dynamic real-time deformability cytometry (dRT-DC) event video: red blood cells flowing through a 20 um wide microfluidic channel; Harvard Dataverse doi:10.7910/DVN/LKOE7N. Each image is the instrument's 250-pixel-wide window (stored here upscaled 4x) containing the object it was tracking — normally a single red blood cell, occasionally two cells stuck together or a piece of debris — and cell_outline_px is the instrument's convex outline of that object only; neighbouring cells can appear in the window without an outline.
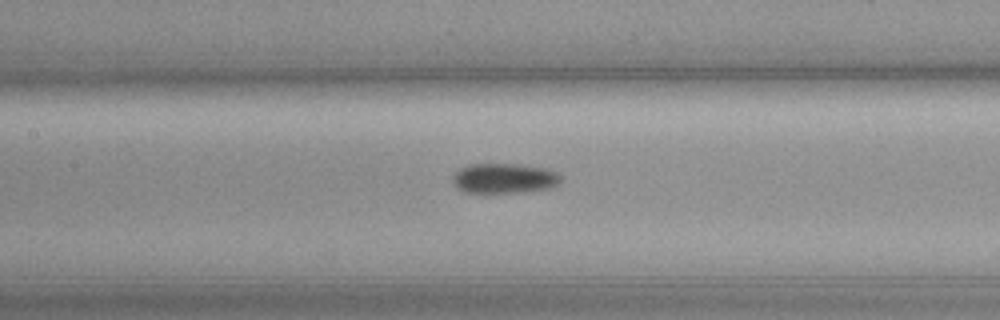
{"species": "common noctule bat (a hibernating species)", "species_latin": "Nyctalus noctula", "temperature_condition": "cold", "stored_images_in_passage": 45, "camera_frame_rate_fps": 3000, "um_per_image_px": 0.085, "animal": {"sex": "female", "body_mass_g": 19.3, "forearm_length_mm": 54.1}, "frame": {"image": 1, "passage_image": 16, "time_ms": 5.0, "image_size_px": [1000, 320], "cell_outline_px": [[560, 180], [556, 184], [548, 188], [524, 192], [468, 192], [460, 188], [452, 180], [456, 172], [460, 168], [468, 164], [520, 164], [548, 168], [556, 172], [560, 176]], "centroid_in_image_um": [42.88, 15.13], "position_along_channel_um": 164.5, "area_um2": 18.61}}
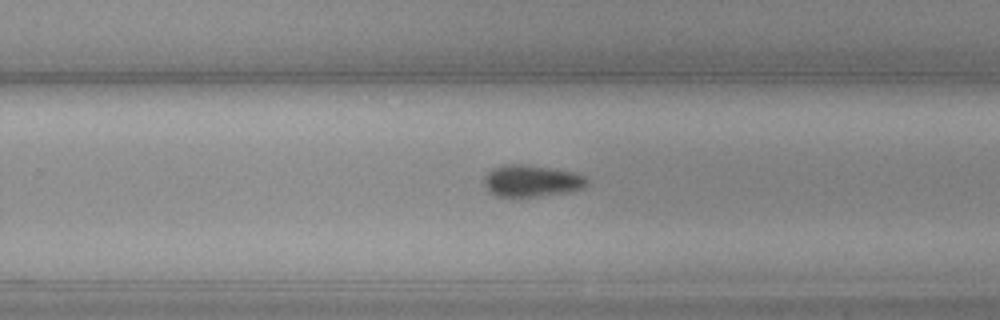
{"frame": {"image": 2, "passage_image": 26, "time_ms": 8.333, "image_size_px": [1000, 320], "cell_outline_px": [[588, 184], [580, 188], [564, 192], [536, 196], [496, 196], [484, 184], [484, 176], [488, 172], [504, 164], [528, 164], [572, 172], [584, 176], [588, 180]], "centroid_in_image_um": [45.17, 15.35], "position_along_channel_um": 284.6, "area_um2": 18.55}}
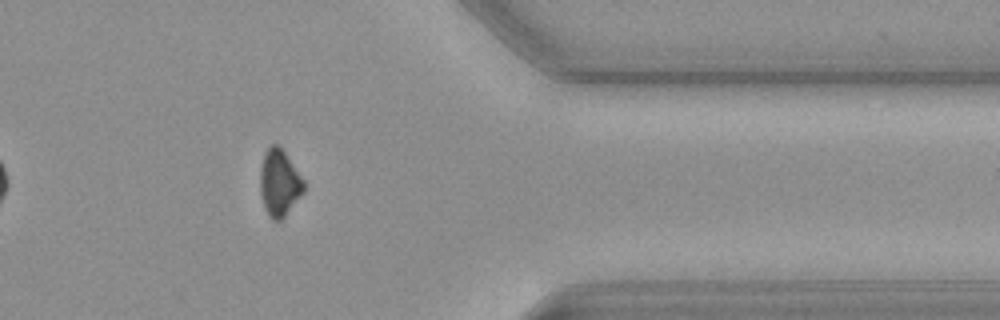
{"frame": {"image": 3, "passage_image": 36, "time_ms": 11.667, "image_size_px": [1000, 320], "cell_outline_px": [[308, 184], [304, 192], [284, 216], [280, 220], [272, 220], [268, 216], [264, 208], [260, 192], [260, 168], [264, 156], [268, 148], [272, 144], [280, 144]], "centroid_in_image_um": [23.78, 15.52], "position_along_channel_um": 387.6, "area_um2": 17.34}, "authors_computed_cell_mechanics": {"area_um2": 18.3226, "velocity_mm_per_s": 3.625, "shape_relaxation_time_tau1_ms": 2.8897, "shape_relaxation_time_tau2_ms": null, "deformation_change_tau1": 0.1057, "deformation_change_tau2": null}}